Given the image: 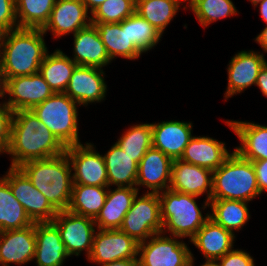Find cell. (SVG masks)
<instances>
[{"label":"cell","mask_w":267,"mask_h":266,"mask_svg":"<svg viewBox=\"0 0 267 266\" xmlns=\"http://www.w3.org/2000/svg\"><path fill=\"white\" fill-rule=\"evenodd\" d=\"M73 184L68 211L95 219L104 206L108 187Z\"/></svg>","instance_id":"cell-30"},{"label":"cell","mask_w":267,"mask_h":266,"mask_svg":"<svg viewBox=\"0 0 267 266\" xmlns=\"http://www.w3.org/2000/svg\"><path fill=\"white\" fill-rule=\"evenodd\" d=\"M33 223L24 207L14 197L9 183L3 177L0 178V232L23 229Z\"/></svg>","instance_id":"cell-31"},{"label":"cell","mask_w":267,"mask_h":266,"mask_svg":"<svg viewBox=\"0 0 267 266\" xmlns=\"http://www.w3.org/2000/svg\"><path fill=\"white\" fill-rule=\"evenodd\" d=\"M160 199L162 233L170 231L176 238L190 237L191 240L209 219L203 215L195 202L198 196L179 193L169 189L158 193Z\"/></svg>","instance_id":"cell-5"},{"label":"cell","mask_w":267,"mask_h":266,"mask_svg":"<svg viewBox=\"0 0 267 266\" xmlns=\"http://www.w3.org/2000/svg\"><path fill=\"white\" fill-rule=\"evenodd\" d=\"M241 141L235 150L250 161L267 159V126L241 122L226 121Z\"/></svg>","instance_id":"cell-26"},{"label":"cell","mask_w":267,"mask_h":266,"mask_svg":"<svg viewBox=\"0 0 267 266\" xmlns=\"http://www.w3.org/2000/svg\"><path fill=\"white\" fill-rule=\"evenodd\" d=\"M260 14L263 20L267 23V0L260 2Z\"/></svg>","instance_id":"cell-48"},{"label":"cell","mask_w":267,"mask_h":266,"mask_svg":"<svg viewBox=\"0 0 267 266\" xmlns=\"http://www.w3.org/2000/svg\"><path fill=\"white\" fill-rule=\"evenodd\" d=\"M101 266H141L139 259L131 258V259H121L116 260L110 263L102 264Z\"/></svg>","instance_id":"cell-44"},{"label":"cell","mask_w":267,"mask_h":266,"mask_svg":"<svg viewBox=\"0 0 267 266\" xmlns=\"http://www.w3.org/2000/svg\"><path fill=\"white\" fill-rule=\"evenodd\" d=\"M6 88H7V79L5 77V73L0 59V97L5 96Z\"/></svg>","instance_id":"cell-45"},{"label":"cell","mask_w":267,"mask_h":266,"mask_svg":"<svg viewBox=\"0 0 267 266\" xmlns=\"http://www.w3.org/2000/svg\"><path fill=\"white\" fill-rule=\"evenodd\" d=\"M255 41L259 43L265 52H267V26L263 31L255 38Z\"/></svg>","instance_id":"cell-46"},{"label":"cell","mask_w":267,"mask_h":266,"mask_svg":"<svg viewBox=\"0 0 267 266\" xmlns=\"http://www.w3.org/2000/svg\"><path fill=\"white\" fill-rule=\"evenodd\" d=\"M225 143L210 137H192L180 158L183 162L201 166L214 171L230 155Z\"/></svg>","instance_id":"cell-24"},{"label":"cell","mask_w":267,"mask_h":266,"mask_svg":"<svg viewBox=\"0 0 267 266\" xmlns=\"http://www.w3.org/2000/svg\"><path fill=\"white\" fill-rule=\"evenodd\" d=\"M65 152L75 171L73 184L108 187L104 158L95 152L91 143L68 146Z\"/></svg>","instance_id":"cell-11"},{"label":"cell","mask_w":267,"mask_h":266,"mask_svg":"<svg viewBox=\"0 0 267 266\" xmlns=\"http://www.w3.org/2000/svg\"><path fill=\"white\" fill-rule=\"evenodd\" d=\"M260 194L267 190V159L252 161Z\"/></svg>","instance_id":"cell-42"},{"label":"cell","mask_w":267,"mask_h":266,"mask_svg":"<svg viewBox=\"0 0 267 266\" xmlns=\"http://www.w3.org/2000/svg\"><path fill=\"white\" fill-rule=\"evenodd\" d=\"M95 232L89 261L97 264L110 263L121 259L136 258L139 243L119 229Z\"/></svg>","instance_id":"cell-12"},{"label":"cell","mask_w":267,"mask_h":266,"mask_svg":"<svg viewBox=\"0 0 267 266\" xmlns=\"http://www.w3.org/2000/svg\"><path fill=\"white\" fill-rule=\"evenodd\" d=\"M122 28H127L129 41L142 53L158 43L162 34L137 12L122 21Z\"/></svg>","instance_id":"cell-36"},{"label":"cell","mask_w":267,"mask_h":266,"mask_svg":"<svg viewBox=\"0 0 267 266\" xmlns=\"http://www.w3.org/2000/svg\"><path fill=\"white\" fill-rule=\"evenodd\" d=\"M253 3L254 6H257L263 0H249Z\"/></svg>","instance_id":"cell-50"},{"label":"cell","mask_w":267,"mask_h":266,"mask_svg":"<svg viewBox=\"0 0 267 266\" xmlns=\"http://www.w3.org/2000/svg\"><path fill=\"white\" fill-rule=\"evenodd\" d=\"M138 190L132 187H117L113 191L108 189L105 204L94 219L97 228L100 230L120 229L123 218L138 195Z\"/></svg>","instance_id":"cell-23"},{"label":"cell","mask_w":267,"mask_h":266,"mask_svg":"<svg viewBox=\"0 0 267 266\" xmlns=\"http://www.w3.org/2000/svg\"><path fill=\"white\" fill-rule=\"evenodd\" d=\"M260 194L252 161L234 150L224 163L213 171L211 200L249 202Z\"/></svg>","instance_id":"cell-4"},{"label":"cell","mask_w":267,"mask_h":266,"mask_svg":"<svg viewBox=\"0 0 267 266\" xmlns=\"http://www.w3.org/2000/svg\"><path fill=\"white\" fill-rule=\"evenodd\" d=\"M212 184L213 172L209 169L183 162L180 159L172 161L170 189L198 197L207 192L208 195L204 209L206 208L205 206H210Z\"/></svg>","instance_id":"cell-14"},{"label":"cell","mask_w":267,"mask_h":266,"mask_svg":"<svg viewBox=\"0 0 267 266\" xmlns=\"http://www.w3.org/2000/svg\"><path fill=\"white\" fill-rule=\"evenodd\" d=\"M3 178L9 183L14 197L24 207L34 222H52L58 211L48 199L35 188L19 167H10Z\"/></svg>","instance_id":"cell-8"},{"label":"cell","mask_w":267,"mask_h":266,"mask_svg":"<svg viewBox=\"0 0 267 266\" xmlns=\"http://www.w3.org/2000/svg\"><path fill=\"white\" fill-rule=\"evenodd\" d=\"M6 93L10 98L5 104L13 111L31 110L54 94L39 72L7 79Z\"/></svg>","instance_id":"cell-13"},{"label":"cell","mask_w":267,"mask_h":266,"mask_svg":"<svg viewBox=\"0 0 267 266\" xmlns=\"http://www.w3.org/2000/svg\"><path fill=\"white\" fill-rule=\"evenodd\" d=\"M193 256H191L190 261H189V266H193ZM217 260H207L203 265L201 266H219V264L217 263Z\"/></svg>","instance_id":"cell-49"},{"label":"cell","mask_w":267,"mask_h":266,"mask_svg":"<svg viewBox=\"0 0 267 266\" xmlns=\"http://www.w3.org/2000/svg\"><path fill=\"white\" fill-rule=\"evenodd\" d=\"M191 128L190 122L163 121L152 124L153 147L172 160L180 159L192 138Z\"/></svg>","instance_id":"cell-20"},{"label":"cell","mask_w":267,"mask_h":266,"mask_svg":"<svg viewBox=\"0 0 267 266\" xmlns=\"http://www.w3.org/2000/svg\"><path fill=\"white\" fill-rule=\"evenodd\" d=\"M40 28H16L0 33V59L6 79L39 72L48 50Z\"/></svg>","instance_id":"cell-2"},{"label":"cell","mask_w":267,"mask_h":266,"mask_svg":"<svg viewBox=\"0 0 267 266\" xmlns=\"http://www.w3.org/2000/svg\"><path fill=\"white\" fill-rule=\"evenodd\" d=\"M234 238V233L209 217L191 242L202 251L206 260H218L232 250Z\"/></svg>","instance_id":"cell-25"},{"label":"cell","mask_w":267,"mask_h":266,"mask_svg":"<svg viewBox=\"0 0 267 266\" xmlns=\"http://www.w3.org/2000/svg\"><path fill=\"white\" fill-rule=\"evenodd\" d=\"M137 197L136 195L119 230L140 243L153 235L162 233L163 223L159 194L147 192L142 197Z\"/></svg>","instance_id":"cell-7"},{"label":"cell","mask_w":267,"mask_h":266,"mask_svg":"<svg viewBox=\"0 0 267 266\" xmlns=\"http://www.w3.org/2000/svg\"><path fill=\"white\" fill-rule=\"evenodd\" d=\"M103 75V69L77 65L64 93L79 105L99 102L104 99L107 89Z\"/></svg>","instance_id":"cell-15"},{"label":"cell","mask_w":267,"mask_h":266,"mask_svg":"<svg viewBox=\"0 0 267 266\" xmlns=\"http://www.w3.org/2000/svg\"><path fill=\"white\" fill-rule=\"evenodd\" d=\"M74 59L78 66L102 68L111 62L99 32L94 24L80 29L74 35Z\"/></svg>","instance_id":"cell-21"},{"label":"cell","mask_w":267,"mask_h":266,"mask_svg":"<svg viewBox=\"0 0 267 266\" xmlns=\"http://www.w3.org/2000/svg\"><path fill=\"white\" fill-rule=\"evenodd\" d=\"M36 248L34 258L38 266H62L69 256L58 228L52 222L35 223Z\"/></svg>","instance_id":"cell-22"},{"label":"cell","mask_w":267,"mask_h":266,"mask_svg":"<svg viewBox=\"0 0 267 266\" xmlns=\"http://www.w3.org/2000/svg\"><path fill=\"white\" fill-rule=\"evenodd\" d=\"M56 0H15L19 28H40L48 22Z\"/></svg>","instance_id":"cell-34"},{"label":"cell","mask_w":267,"mask_h":266,"mask_svg":"<svg viewBox=\"0 0 267 266\" xmlns=\"http://www.w3.org/2000/svg\"><path fill=\"white\" fill-rule=\"evenodd\" d=\"M91 24L96 26L111 60L116 56L130 60L140 57L142 52L129 41L127 28H122V22H91Z\"/></svg>","instance_id":"cell-28"},{"label":"cell","mask_w":267,"mask_h":266,"mask_svg":"<svg viewBox=\"0 0 267 266\" xmlns=\"http://www.w3.org/2000/svg\"><path fill=\"white\" fill-rule=\"evenodd\" d=\"M105 1L106 0H82V2L86 5L87 10L91 7L90 13L95 11Z\"/></svg>","instance_id":"cell-47"},{"label":"cell","mask_w":267,"mask_h":266,"mask_svg":"<svg viewBox=\"0 0 267 266\" xmlns=\"http://www.w3.org/2000/svg\"><path fill=\"white\" fill-rule=\"evenodd\" d=\"M76 66L77 64L71 58L61 50H56L50 55L46 54L39 73L54 93H64Z\"/></svg>","instance_id":"cell-29"},{"label":"cell","mask_w":267,"mask_h":266,"mask_svg":"<svg viewBox=\"0 0 267 266\" xmlns=\"http://www.w3.org/2000/svg\"><path fill=\"white\" fill-rule=\"evenodd\" d=\"M162 233L151 236L150 241L138 245L141 266H187L193 254L186 243L164 237Z\"/></svg>","instance_id":"cell-9"},{"label":"cell","mask_w":267,"mask_h":266,"mask_svg":"<svg viewBox=\"0 0 267 266\" xmlns=\"http://www.w3.org/2000/svg\"><path fill=\"white\" fill-rule=\"evenodd\" d=\"M107 176L108 187L113 184L117 187H134L138 176V164L133 161V157L115 143L111 149L103 156Z\"/></svg>","instance_id":"cell-27"},{"label":"cell","mask_w":267,"mask_h":266,"mask_svg":"<svg viewBox=\"0 0 267 266\" xmlns=\"http://www.w3.org/2000/svg\"><path fill=\"white\" fill-rule=\"evenodd\" d=\"M64 152L46 159L25 162L19 168L57 211L67 210L73 188L72 168Z\"/></svg>","instance_id":"cell-3"},{"label":"cell","mask_w":267,"mask_h":266,"mask_svg":"<svg viewBox=\"0 0 267 266\" xmlns=\"http://www.w3.org/2000/svg\"><path fill=\"white\" fill-rule=\"evenodd\" d=\"M246 203L240 200H210L213 212L210 218L233 233V230L241 229L250 217Z\"/></svg>","instance_id":"cell-32"},{"label":"cell","mask_w":267,"mask_h":266,"mask_svg":"<svg viewBox=\"0 0 267 266\" xmlns=\"http://www.w3.org/2000/svg\"><path fill=\"white\" fill-rule=\"evenodd\" d=\"M172 161L169 156L152 146L138 164L136 185H144L151 189L152 193H160L163 189H169Z\"/></svg>","instance_id":"cell-19"},{"label":"cell","mask_w":267,"mask_h":266,"mask_svg":"<svg viewBox=\"0 0 267 266\" xmlns=\"http://www.w3.org/2000/svg\"><path fill=\"white\" fill-rule=\"evenodd\" d=\"M65 93H54L31 109L34 115L65 146L81 144L78 138L77 106Z\"/></svg>","instance_id":"cell-6"},{"label":"cell","mask_w":267,"mask_h":266,"mask_svg":"<svg viewBox=\"0 0 267 266\" xmlns=\"http://www.w3.org/2000/svg\"><path fill=\"white\" fill-rule=\"evenodd\" d=\"M36 248L35 223L15 230L0 232V264H24L34 259Z\"/></svg>","instance_id":"cell-17"},{"label":"cell","mask_w":267,"mask_h":266,"mask_svg":"<svg viewBox=\"0 0 267 266\" xmlns=\"http://www.w3.org/2000/svg\"><path fill=\"white\" fill-rule=\"evenodd\" d=\"M52 223L58 228L69 256H79L83 250L87 251V257L90 256L95 235L94 219L64 210L58 211Z\"/></svg>","instance_id":"cell-10"},{"label":"cell","mask_w":267,"mask_h":266,"mask_svg":"<svg viewBox=\"0 0 267 266\" xmlns=\"http://www.w3.org/2000/svg\"><path fill=\"white\" fill-rule=\"evenodd\" d=\"M136 10V0H106L91 14V22L120 23Z\"/></svg>","instance_id":"cell-38"},{"label":"cell","mask_w":267,"mask_h":266,"mask_svg":"<svg viewBox=\"0 0 267 266\" xmlns=\"http://www.w3.org/2000/svg\"><path fill=\"white\" fill-rule=\"evenodd\" d=\"M65 151L66 147L31 110L14 111L11 138L6 151L12 155L11 167L55 157Z\"/></svg>","instance_id":"cell-1"},{"label":"cell","mask_w":267,"mask_h":266,"mask_svg":"<svg viewBox=\"0 0 267 266\" xmlns=\"http://www.w3.org/2000/svg\"><path fill=\"white\" fill-rule=\"evenodd\" d=\"M15 0H0V33L18 27Z\"/></svg>","instance_id":"cell-40"},{"label":"cell","mask_w":267,"mask_h":266,"mask_svg":"<svg viewBox=\"0 0 267 266\" xmlns=\"http://www.w3.org/2000/svg\"><path fill=\"white\" fill-rule=\"evenodd\" d=\"M189 8H191L199 23L204 27L213 21L237 13L231 0H191Z\"/></svg>","instance_id":"cell-37"},{"label":"cell","mask_w":267,"mask_h":266,"mask_svg":"<svg viewBox=\"0 0 267 266\" xmlns=\"http://www.w3.org/2000/svg\"><path fill=\"white\" fill-rule=\"evenodd\" d=\"M87 14L88 10L82 0H56L49 20L42 31L45 34L51 30L54 37L71 32L74 35L80 29L91 24V17H88Z\"/></svg>","instance_id":"cell-16"},{"label":"cell","mask_w":267,"mask_h":266,"mask_svg":"<svg viewBox=\"0 0 267 266\" xmlns=\"http://www.w3.org/2000/svg\"><path fill=\"white\" fill-rule=\"evenodd\" d=\"M116 143L139 164L146 151L153 146L152 124L132 126Z\"/></svg>","instance_id":"cell-35"},{"label":"cell","mask_w":267,"mask_h":266,"mask_svg":"<svg viewBox=\"0 0 267 266\" xmlns=\"http://www.w3.org/2000/svg\"><path fill=\"white\" fill-rule=\"evenodd\" d=\"M181 0H136V10L157 31L163 33L176 15Z\"/></svg>","instance_id":"cell-33"},{"label":"cell","mask_w":267,"mask_h":266,"mask_svg":"<svg viewBox=\"0 0 267 266\" xmlns=\"http://www.w3.org/2000/svg\"><path fill=\"white\" fill-rule=\"evenodd\" d=\"M230 61L228 86L224 96L226 99L244 91L253 84L255 85L259 72L267 63L263 54L255 53L252 50L240 51Z\"/></svg>","instance_id":"cell-18"},{"label":"cell","mask_w":267,"mask_h":266,"mask_svg":"<svg viewBox=\"0 0 267 266\" xmlns=\"http://www.w3.org/2000/svg\"><path fill=\"white\" fill-rule=\"evenodd\" d=\"M217 261L219 266H254L253 258L242 250L233 249Z\"/></svg>","instance_id":"cell-41"},{"label":"cell","mask_w":267,"mask_h":266,"mask_svg":"<svg viewBox=\"0 0 267 266\" xmlns=\"http://www.w3.org/2000/svg\"><path fill=\"white\" fill-rule=\"evenodd\" d=\"M14 111L7 104H0V153L7 151L11 138Z\"/></svg>","instance_id":"cell-39"},{"label":"cell","mask_w":267,"mask_h":266,"mask_svg":"<svg viewBox=\"0 0 267 266\" xmlns=\"http://www.w3.org/2000/svg\"><path fill=\"white\" fill-rule=\"evenodd\" d=\"M264 96L267 97V63L258 74L256 84Z\"/></svg>","instance_id":"cell-43"}]
</instances>
